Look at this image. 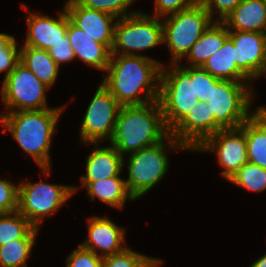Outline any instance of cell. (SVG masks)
Here are the masks:
<instances>
[{
  "label": "cell",
  "mask_w": 266,
  "mask_h": 267,
  "mask_svg": "<svg viewBox=\"0 0 266 267\" xmlns=\"http://www.w3.org/2000/svg\"><path fill=\"white\" fill-rule=\"evenodd\" d=\"M162 65L147 56L112 54L106 77L101 83L121 106L154 102L159 96ZM141 93L144 98H141Z\"/></svg>",
  "instance_id": "cell-1"
},
{
  "label": "cell",
  "mask_w": 266,
  "mask_h": 267,
  "mask_svg": "<svg viewBox=\"0 0 266 267\" xmlns=\"http://www.w3.org/2000/svg\"><path fill=\"white\" fill-rule=\"evenodd\" d=\"M66 106L43 110L15 111L0 114V123L9 131L25 153L50 175V148L53 133Z\"/></svg>",
  "instance_id": "cell-2"
},
{
  "label": "cell",
  "mask_w": 266,
  "mask_h": 267,
  "mask_svg": "<svg viewBox=\"0 0 266 267\" xmlns=\"http://www.w3.org/2000/svg\"><path fill=\"white\" fill-rule=\"evenodd\" d=\"M166 128L158 100L143 105L121 106L110 145L124 157L163 141Z\"/></svg>",
  "instance_id": "cell-3"
},
{
  "label": "cell",
  "mask_w": 266,
  "mask_h": 267,
  "mask_svg": "<svg viewBox=\"0 0 266 267\" xmlns=\"http://www.w3.org/2000/svg\"><path fill=\"white\" fill-rule=\"evenodd\" d=\"M161 66L158 102L166 128L171 131L196 104L193 67L171 64Z\"/></svg>",
  "instance_id": "cell-4"
},
{
  "label": "cell",
  "mask_w": 266,
  "mask_h": 267,
  "mask_svg": "<svg viewBox=\"0 0 266 267\" xmlns=\"http://www.w3.org/2000/svg\"><path fill=\"white\" fill-rule=\"evenodd\" d=\"M167 146H174L173 150H188L169 134L160 143L130 154L127 161L128 178L125 181L129 193L135 200L150 191L167 173Z\"/></svg>",
  "instance_id": "cell-5"
},
{
  "label": "cell",
  "mask_w": 266,
  "mask_h": 267,
  "mask_svg": "<svg viewBox=\"0 0 266 267\" xmlns=\"http://www.w3.org/2000/svg\"><path fill=\"white\" fill-rule=\"evenodd\" d=\"M167 17L162 19L163 43L170 50L171 64H179L214 20L201 2Z\"/></svg>",
  "instance_id": "cell-6"
},
{
  "label": "cell",
  "mask_w": 266,
  "mask_h": 267,
  "mask_svg": "<svg viewBox=\"0 0 266 267\" xmlns=\"http://www.w3.org/2000/svg\"><path fill=\"white\" fill-rule=\"evenodd\" d=\"M252 91L248 82L220 80L212 86V93L206 103L220 129L240 127L253 114L249 113L254 94Z\"/></svg>",
  "instance_id": "cell-7"
},
{
  "label": "cell",
  "mask_w": 266,
  "mask_h": 267,
  "mask_svg": "<svg viewBox=\"0 0 266 267\" xmlns=\"http://www.w3.org/2000/svg\"><path fill=\"white\" fill-rule=\"evenodd\" d=\"M162 43L160 18L135 11L132 15L117 19L111 53L145 57L137 52L153 49Z\"/></svg>",
  "instance_id": "cell-8"
},
{
  "label": "cell",
  "mask_w": 266,
  "mask_h": 267,
  "mask_svg": "<svg viewBox=\"0 0 266 267\" xmlns=\"http://www.w3.org/2000/svg\"><path fill=\"white\" fill-rule=\"evenodd\" d=\"M18 185V212L36 228H40L44 218H51L78 189L70 185L45 183L42 179L37 183L23 181Z\"/></svg>",
  "instance_id": "cell-9"
},
{
  "label": "cell",
  "mask_w": 266,
  "mask_h": 267,
  "mask_svg": "<svg viewBox=\"0 0 266 267\" xmlns=\"http://www.w3.org/2000/svg\"><path fill=\"white\" fill-rule=\"evenodd\" d=\"M2 83L1 100L7 106L8 112L50 108L47 106L45 94L49 87L22 63L4 77Z\"/></svg>",
  "instance_id": "cell-10"
},
{
  "label": "cell",
  "mask_w": 266,
  "mask_h": 267,
  "mask_svg": "<svg viewBox=\"0 0 266 267\" xmlns=\"http://www.w3.org/2000/svg\"><path fill=\"white\" fill-rule=\"evenodd\" d=\"M121 105L101 83L86 110L80 126L82 143L95 144L103 139L110 140Z\"/></svg>",
  "instance_id": "cell-11"
},
{
  "label": "cell",
  "mask_w": 266,
  "mask_h": 267,
  "mask_svg": "<svg viewBox=\"0 0 266 267\" xmlns=\"http://www.w3.org/2000/svg\"><path fill=\"white\" fill-rule=\"evenodd\" d=\"M194 151L214 152L224 168L221 175L229 180L244 164L249 162L245 132L241 127L220 129L206 138Z\"/></svg>",
  "instance_id": "cell-12"
},
{
  "label": "cell",
  "mask_w": 266,
  "mask_h": 267,
  "mask_svg": "<svg viewBox=\"0 0 266 267\" xmlns=\"http://www.w3.org/2000/svg\"><path fill=\"white\" fill-rule=\"evenodd\" d=\"M235 46V62L251 79L266 74V35L260 32L229 31Z\"/></svg>",
  "instance_id": "cell-13"
},
{
  "label": "cell",
  "mask_w": 266,
  "mask_h": 267,
  "mask_svg": "<svg viewBox=\"0 0 266 267\" xmlns=\"http://www.w3.org/2000/svg\"><path fill=\"white\" fill-rule=\"evenodd\" d=\"M64 8L76 27L92 37L95 42L105 44L112 49L116 17L103 11L83 7L75 0H68Z\"/></svg>",
  "instance_id": "cell-14"
},
{
  "label": "cell",
  "mask_w": 266,
  "mask_h": 267,
  "mask_svg": "<svg viewBox=\"0 0 266 267\" xmlns=\"http://www.w3.org/2000/svg\"><path fill=\"white\" fill-rule=\"evenodd\" d=\"M220 128L211 117L209 105L199 101L170 131V134L188 150L194 151L206 138Z\"/></svg>",
  "instance_id": "cell-15"
},
{
  "label": "cell",
  "mask_w": 266,
  "mask_h": 267,
  "mask_svg": "<svg viewBox=\"0 0 266 267\" xmlns=\"http://www.w3.org/2000/svg\"><path fill=\"white\" fill-rule=\"evenodd\" d=\"M88 239L80 245L102 258L123 251L125 228L116 225L108 218L93 216L88 220ZM101 251V254L97 253Z\"/></svg>",
  "instance_id": "cell-16"
},
{
  "label": "cell",
  "mask_w": 266,
  "mask_h": 267,
  "mask_svg": "<svg viewBox=\"0 0 266 267\" xmlns=\"http://www.w3.org/2000/svg\"><path fill=\"white\" fill-rule=\"evenodd\" d=\"M63 10L58 11L59 18L36 13L26 16L28 32L24 46L49 50L54 44L62 41L68 26V14L65 8Z\"/></svg>",
  "instance_id": "cell-17"
},
{
  "label": "cell",
  "mask_w": 266,
  "mask_h": 267,
  "mask_svg": "<svg viewBox=\"0 0 266 267\" xmlns=\"http://www.w3.org/2000/svg\"><path fill=\"white\" fill-rule=\"evenodd\" d=\"M66 35L68 36L75 58L81 59L91 67L106 71L111 49L102 43L95 42L92 37L76 27L69 19Z\"/></svg>",
  "instance_id": "cell-18"
},
{
  "label": "cell",
  "mask_w": 266,
  "mask_h": 267,
  "mask_svg": "<svg viewBox=\"0 0 266 267\" xmlns=\"http://www.w3.org/2000/svg\"><path fill=\"white\" fill-rule=\"evenodd\" d=\"M124 157L113 146L95 147L86 159V175L81 182H93L120 176Z\"/></svg>",
  "instance_id": "cell-19"
},
{
  "label": "cell",
  "mask_w": 266,
  "mask_h": 267,
  "mask_svg": "<svg viewBox=\"0 0 266 267\" xmlns=\"http://www.w3.org/2000/svg\"><path fill=\"white\" fill-rule=\"evenodd\" d=\"M222 22L228 31L266 33L265 2L243 0Z\"/></svg>",
  "instance_id": "cell-20"
},
{
  "label": "cell",
  "mask_w": 266,
  "mask_h": 267,
  "mask_svg": "<svg viewBox=\"0 0 266 267\" xmlns=\"http://www.w3.org/2000/svg\"><path fill=\"white\" fill-rule=\"evenodd\" d=\"M240 127L245 132L249 162L266 169V107H257Z\"/></svg>",
  "instance_id": "cell-21"
},
{
  "label": "cell",
  "mask_w": 266,
  "mask_h": 267,
  "mask_svg": "<svg viewBox=\"0 0 266 267\" xmlns=\"http://www.w3.org/2000/svg\"><path fill=\"white\" fill-rule=\"evenodd\" d=\"M235 46L228 36L222 47L212 54L202 68L220 80L236 82H252L235 62Z\"/></svg>",
  "instance_id": "cell-22"
},
{
  "label": "cell",
  "mask_w": 266,
  "mask_h": 267,
  "mask_svg": "<svg viewBox=\"0 0 266 267\" xmlns=\"http://www.w3.org/2000/svg\"><path fill=\"white\" fill-rule=\"evenodd\" d=\"M229 31L223 22H212L186 55L189 67H202L208 58L219 50Z\"/></svg>",
  "instance_id": "cell-23"
},
{
  "label": "cell",
  "mask_w": 266,
  "mask_h": 267,
  "mask_svg": "<svg viewBox=\"0 0 266 267\" xmlns=\"http://www.w3.org/2000/svg\"><path fill=\"white\" fill-rule=\"evenodd\" d=\"M82 187L87 188L86 194L91 200L98 198L103 203L114 208L122 209L127 200L135 201L127 189L125 179L120 178V176L93 182H82Z\"/></svg>",
  "instance_id": "cell-24"
},
{
  "label": "cell",
  "mask_w": 266,
  "mask_h": 267,
  "mask_svg": "<svg viewBox=\"0 0 266 267\" xmlns=\"http://www.w3.org/2000/svg\"><path fill=\"white\" fill-rule=\"evenodd\" d=\"M20 63L49 88L55 84L54 82L59 73V66L49 55L48 50L22 45L20 49Z\"/></svg>",
  "instance_id": "cell-25"
},
{
  "label": "cell",
  "mask_w": 266,
  "mask_h": 267,
  "mask_svg": "<svg viewBox=\"0 0 266 267\" xmlns=\"http://www.w3.org/2000/svg\"><path fill=\"white\" fill-rule=\"evenodd\" d=\"M39 228L34 227L24 238L0 246V267H27Z\"/></svg>",
  "instance_id": "cell-26"
},
{
  "label": "cell",
  "mask_w": 266,
  "mask_h": 267,
  "mask_svg": "<svg viewBox=\"0 0 266 267\" xmlns=\"http://www.w3.org/2000/svg\"><path fill=\"white\" fill-rule=\"evenodd\" d=\"M34 226L18 211L0 214V246L24 238Z\"/></svg>",
  "instance_id": "cell-27"
},
{
  "label": "cell",
  "mask_w": 266,
  "mask_h": 267,
  "mask_svg": "<svg viewBox=\"0 0 266 267\" xmlns=\"http://www.w3.org/2000/svg\"><path fill=\"white\" fill-rule=\"evenodd\" d=\"M163 261L157 258L148 257L135 252L129 247L123 251L103 257V267H159Z\"/></svg>",
  "instance_id": "cell-28"
},
{
  "label": "cell",
  "mask_w": 266,
  "mask_h": 267,
  "mask_svg": "<svg viewBox=\"0 0 266 267\" xmlns=\"http://www.w3.org/2000/svg\"><path fill=\"white\" fill-rule=\"evenodd\" d=\"M253 192L266 189V169L251 162L244 164L228 180Z\"/></svg>",
  "instance_id": "cell-29"
},
{
  "label": "cell",
  "mask_w": 266,
  "mask_h": 267,
  "mask_svg": "<svg viewBox=\"0 0 266 267\" xmlns=\"http://www.w3.org/2000/svg\"><path fill=\"white\" fill-rule=\"evenodd\" d=\"M14 36L0 33V73L6 71L7 77L20 63V48L17 49Z\"/></svg>",
  "instance_id": "cell-30"
},
{
  "label": "cell",
  "mask_w": 266,
  "mask_h": 267,
  "mask_svg": "<svg viewBox=\"0 0 266 267\" xmlns=\"http://www.w3.org/2000/svg\"><path fill=\"white\" fill-rule=\"evenodd\" d=\"M79 5L99 11L109 13L117 19L134 14L128 12L129 6L132 5V0H75Z\"/></svg>",
  "instance_id": "cell-31"
},
{
  "label": "cell",
  "mask_w": 266,
  "mask_h": 267,
  "mask_svg": "<svg viewBox=\"0 0 266 267\" xmlns=\"http://www.w3.org/2000/svg\"><path fill=\"white\" fill-rule=\"evenodd\" d=\"M220 79L213 77L202 67H193V89L199 101L207 102L215 86Z\"/></svg>",
  "instance_id": "cell-32"
},
{
  "label": "cell",
  "mask_w": 266,
  "mask_h": 267,
  "mask_svg": "<svg viewBox=\"0 0 266 267\" xmlns=\"http://www.w3.org/2000/svg\"><path fill=\"white\" fill-rule=\"evenodd\" d=\"M19 185L0 179V214L18 211Z\"/></svg>",
  "instance_id": "cell-33"
},
{
  "label": "cell",
  "mask_w": 266,
  "mask_h": 267,
  "mask_svg": "<svg viewBox=\"0 0 266 267\" xmlns=\"http://www.w3.org/2000/svg\"><path fill=\"white\" fill-rule=\"evenodd\" d=\"M103 258L89 249L78 246L67 258L66 267H103Z\"/></svg>",
  "instance_id": "cell-34"
},
{
  "label": "cell",
  "mask_w": 266,
  "mask_h": 267,
  "mask_svg": "<svg viewBox=\"0 0 266 267\" xmlns=\"http://www.w3.org/2000/svg\"><path fill=\"white\" fill-rule=\"evenodd\" d=\"M199 2L200 0H155V13L152 16L163 19L164 16H170Z\"/></svg>",
  "instance_id": "cell-35"
},
{
  "label": "cell",
  "mask_w": 266,
  "mask_h": 267,
  "mask_svg": "<svg viewBox=\"0 0 266 267\" xmlns=\"http://www.w3.org/2000/svg\"><path fill=\"white\" fill-rule=\"evenodd\" d=\"M243 0H200L212 20L214 11H218V21L222 22Z\"/></svg>",
  "instance_id": "cell-36"
},
{
  "label": "cell",
  "mask_w": 266,
  "mask_h": 267,
  "mask_svg": "<svg viewBox=\"0 0 266 267\" xmlns=\"http://www.w3.org/2000/svg\"><path fill=\"white\" fill-rule=\"evenodd\" d=\"M48 52L59 67L61 63L71 62L76 59L67 35L63 37L62 41L54 44Z\"/></svg>",
  "instance_id": "cell-37"
},
{
  "label": "cell",
  "mask_w": 266,
  "mask_h": 267,
  "mask_svg": "<svg viewBox=\"0 0 266 267\" xmlns=\"http://www.w3.org/2000/svg\"><path fill=\"white\" fill-rule=\"evenodd\" d=\"M250 267H266V254L257 259Z\"/></svg>",
  "instance_id": "cell-38"
}]
</instances>
